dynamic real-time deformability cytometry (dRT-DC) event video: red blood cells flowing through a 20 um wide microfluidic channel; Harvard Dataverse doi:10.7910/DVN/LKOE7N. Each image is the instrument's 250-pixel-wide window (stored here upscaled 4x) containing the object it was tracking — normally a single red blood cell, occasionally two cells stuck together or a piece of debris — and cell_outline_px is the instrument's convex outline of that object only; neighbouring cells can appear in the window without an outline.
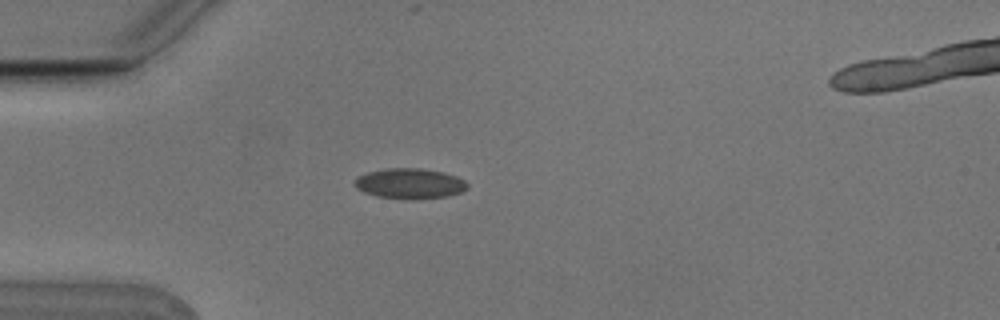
{"species": "Egyptian fruit bat (a non-hibernating species)", "species_latin": "Rousettus aegyptiacus", "temperature_condition": "cold", "stored_images_in_passage": 1, "camera_frame_rate_fps": 3000, "um_per_image_px": 0.085, "animal": {"sex": "male"}, "frame": {"image": 1, "passage_image": 1, "time_ms": 0.0, "image_size_px": [1000, 320], "cell_outline_px": [[468, 188], [460, 192], [448, 196], [376, 196], [364, 192], [356, 188], [352, 184], [356, 176], [368, 172], [384, 168], [420, 168], [444, 172], [456, 176], [464, 180], [468, 184]], "centroid_in_image_um": [34.79, 15.54], "position_along_channel_um": 50.2, "area_um2": 19.19}}